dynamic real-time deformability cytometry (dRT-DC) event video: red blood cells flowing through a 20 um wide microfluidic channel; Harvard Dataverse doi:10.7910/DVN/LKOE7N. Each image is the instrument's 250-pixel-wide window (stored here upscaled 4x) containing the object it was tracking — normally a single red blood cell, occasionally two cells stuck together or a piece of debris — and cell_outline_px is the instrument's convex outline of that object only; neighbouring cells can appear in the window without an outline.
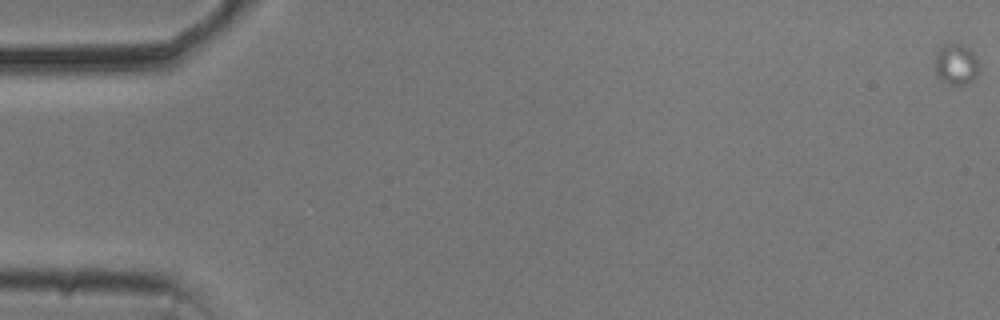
{"species": "common noctule bat (a hibernating species)", "species_latin": "Nyctalus noctula", "temperature_condition": "cold", "stored_images_in_passage": 21, "camera_frame_rate_fps": 3000, "um_per_image_px": 0.085, "animal": {"sex": "male", "body_mass_g": 20.5, "forearm_length_mm": 52.5}, "frame": {"image": 1, "passage_image": 1, "time_ms": 0.0, "image_size_px": [1000, 320], "cell_outline_px": [[980, 72], [972, 80], [964, 84], [948, 84], [940, 80], [936, 72], [936, 52], [944, 44], [952, 40], [956, 40], [964, 44], [976, 56], [980, 68]], "centroid_in_image_um": [81.29, 5.4], "position_along_channel_um": 3.7, "area_um2": 10.87}}